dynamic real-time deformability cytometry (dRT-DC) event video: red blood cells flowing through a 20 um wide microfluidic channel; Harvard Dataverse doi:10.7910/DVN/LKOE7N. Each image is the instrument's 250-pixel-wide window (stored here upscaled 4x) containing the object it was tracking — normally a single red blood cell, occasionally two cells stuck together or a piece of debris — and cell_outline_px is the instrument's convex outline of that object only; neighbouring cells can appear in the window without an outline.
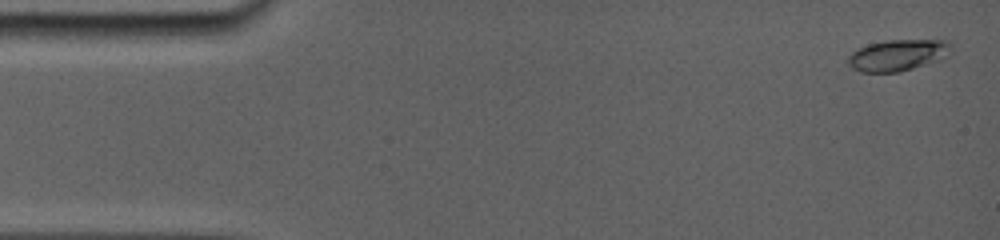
{"species": "common noctule bat (a hibernating species)", "species_latin": "Nyctalus noctula", "temperature_condition": "room temperature", "stored_images_in_passage": 5, "camera_frame_rate_fps": 5000, "um_per_image_px": 0.085, "animal": {"sex": "female", "body_mass_g": 19.0, "forearm_length_mm": 56.7}, "frame": {"image": 1, "passage_image": 1, "time_ms": 0.0, "image_size_px": [1000, 240], "cell_outline_px": [[952, 52], [944, 60], [900, 72], [860, 72], [852, 68], [848, 64], [848, 56], [856, 48], [868, 44], [888, 40], [948, 40], [952, 48]], "centroid_in_image_um": [76.36, 4.69], "position_along_channel_um": 8.6, "area_um2": 19.31}}
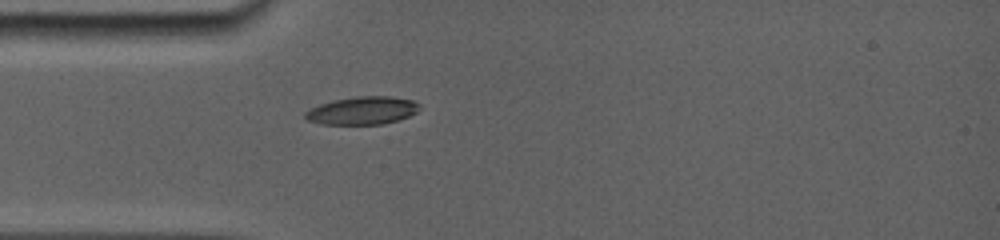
{"frame": {"image": 2, "passage_image": 5, "time_ms": 4.2, "image_size_px": [1000, 240], "cell_outline_px": [[420, 108], [416, 112], [408, 116], [396, 120], [380, 124], [324, 124], [308, 120], [304, 116], [304, 112], [320, 104], [332, 100], [356, 96], [392, 96], [412, 100], [420, 104]], "centroid_in_image_um": [30.8, 9.38], "position_along_channel_um": 54.2, "area_um2": 18.44}}